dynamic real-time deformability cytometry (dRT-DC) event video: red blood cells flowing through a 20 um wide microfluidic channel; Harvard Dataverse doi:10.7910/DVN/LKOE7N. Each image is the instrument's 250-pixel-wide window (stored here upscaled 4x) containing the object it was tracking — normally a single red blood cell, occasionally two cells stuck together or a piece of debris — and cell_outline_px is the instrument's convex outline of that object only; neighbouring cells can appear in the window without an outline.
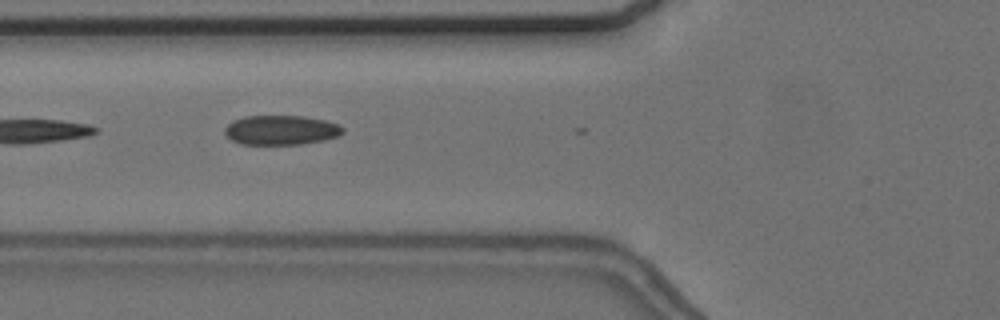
{"species": "common noctule bat (a hibernating species)", "species_latin": "Nyctalus noctula", "temperature_condition": "cold", "stored_images_in_passage": 6, "camera_frame_rate_fps": 3000, "um_per_image_px": 0.085, "animal": {"sex": "female", "body_mass_g": 24.6, "forearm_length_mm": 56.2}, "frame": {"image": 1, "passage_image": 2, "time_ms": 1.0, "image_size_px": [1000, 320], "cell_outline_px": [[344, 132], [336, 136], [324, 140], [300, 144], [240, 144], [232, 140], [224, 132], [224, 128], [232, 120], [244, 116], [304, 116], [324, 120], [340, 124], [344, 128]], "centroid_in_image_um": [23.88, 11.05], "position_along_channel_um": 101.9, "area_um2": 20.35}}
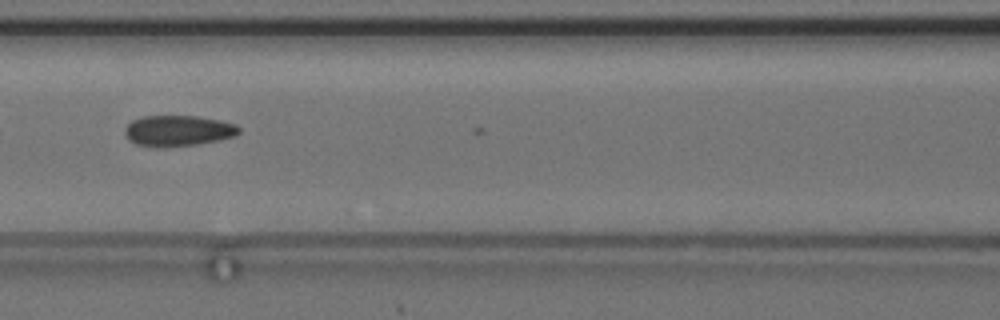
{"frame": {"image": 2, "passage_image": 3, "time_ms": 2.333, "image_size_px": [1000, 320], "cell_outline_px": [[240, 132], [236, 136], [220, 140], [196, 144], [156, 148], [136, 144], [128, 140], [124, 136], [124, 128], [132, 120], [144, 116], [196, 116], [220, 120], [236, 124], [240, 128]], "centroid_in_image_um": [15.12, 11.12], "position_along_channel_um": 151.5, "area_um2": 20.75}}